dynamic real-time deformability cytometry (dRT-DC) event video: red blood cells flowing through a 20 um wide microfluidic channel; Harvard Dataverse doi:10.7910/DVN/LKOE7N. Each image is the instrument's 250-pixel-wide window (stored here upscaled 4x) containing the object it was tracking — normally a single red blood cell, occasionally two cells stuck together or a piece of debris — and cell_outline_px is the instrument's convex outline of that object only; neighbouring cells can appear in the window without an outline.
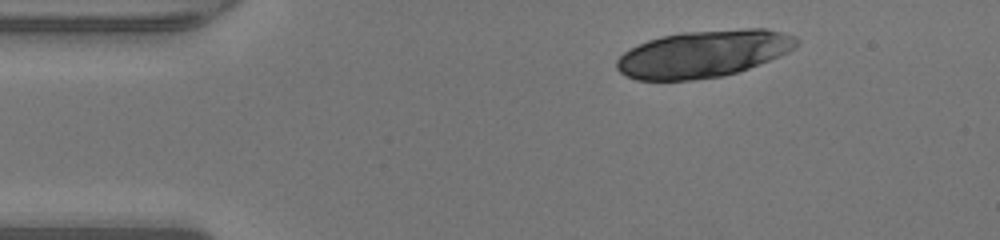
{"species": "human", "species_latin": "Homo sapiens", "temperature_condition": "warm", "stored_images_in_passage": 11, "camera_frame_rate_fps": 3000, "um_per_image_px": 0.085, "donor": {"sex": "male"}, "frame": {"image": 1, "passage_image": 1, "time_ms": 0.0, "image_size_px": [1000, 240], "cell_outline_px": [[800, 40], [796, 48], [788, 52], [748, 68], [736, 72], [720, 76], [692, 80], [636, 80], [620, 72], [616, 68], [616, 60], [624, 52], [648, 40], [680, 32], [744, 28], [768, 28], [796, 36]], "centroid_in_image_um": [59.82, 4.56], "position_along_channel_um": 25.2, "area_um2": 49.25}}
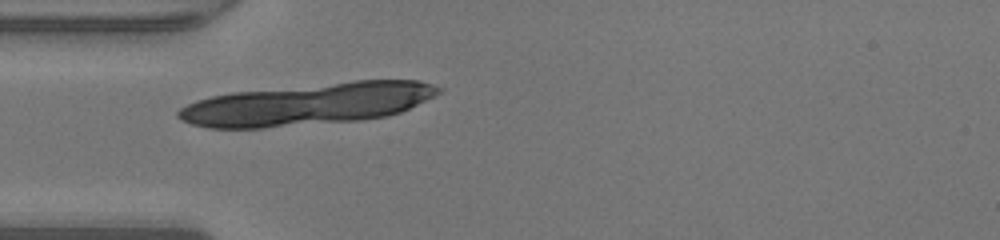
{"frame": {"image": 2, "passage_image": 8, "time_ms": 2.333, "image_size_px": [1000, 240], "cell_outline_px": [[444, 88], [440, 92], [400, 112], [388, 116], [360, 120], [264, 128], [208, 128], [192, 124], [180, 120], [176, 116], [176, 112], [180, 108], [196, 100], [212, 96], [232, 92], [352, 80], [420, 80]], "centroid_in_image_um": [26.11, 8.84], "position_along_channel_um": 58.9, "area_um2": 63.64}}